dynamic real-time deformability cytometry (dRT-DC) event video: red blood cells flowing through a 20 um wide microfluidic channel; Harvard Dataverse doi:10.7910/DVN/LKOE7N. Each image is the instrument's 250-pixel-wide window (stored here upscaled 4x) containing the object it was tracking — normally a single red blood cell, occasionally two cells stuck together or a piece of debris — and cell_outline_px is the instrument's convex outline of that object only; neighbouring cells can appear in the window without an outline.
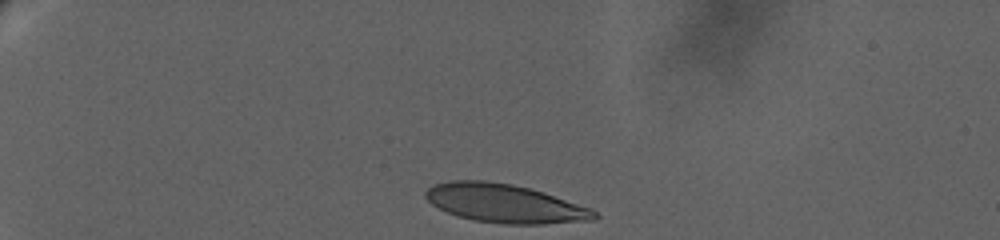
{"species": "human", "species_latin": "Homo sapiens", "temperature_condition": "warm", "stored_images_in_passage": 56, "camera_frame_rate_fps": 3000, "um_per_image_px": 0.085, "donor": {"sex": "female"}, "frame": {"image": 1, "passage_image": 1, "time_ms": 0.0, "image_size_px": [1000, 240], "cell_outline_px": [[600, 216], [596, 220], [544, 224], [504, 224], [472, 220], [448, 212], [432, 204], [424, 196], [424, 192], [432, 184], [448, 180], [484, 180], [512, 184], [544, 192], [592, 208]], "centroid_in_image_um": [42.93, 17.29], "position_along_channel_um": 42.1, "area_um2": 38.21}}
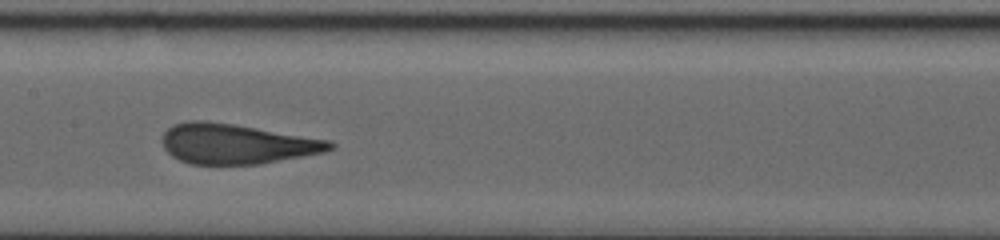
{"frame": {"image": 2, "passage_image": 34, "time_ms": 7.667, "image_size_px": [1000, 240], "cell_outline_px": [[336, 144], [332, 148], [324, 152], [304, 156], [260, 164], [192, 164], [180, 160], [172, 156], [164, 148], [160, 140], [164, 132], [172, 124], [188, 120], [208, 120], [332, 140]], "centroid_in_image_um": [20.09, 12.22], "position_along_channel_um": 187.3, "area_um2": 39.36}}
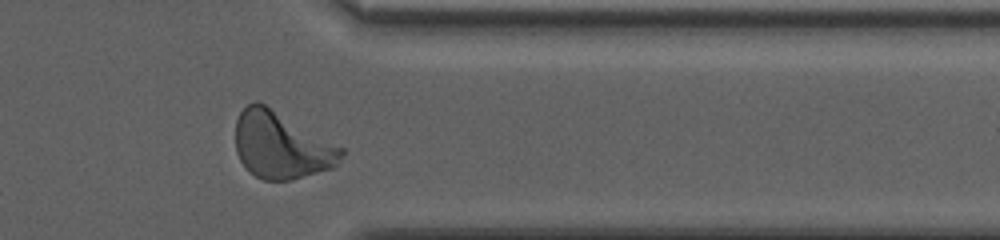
{"frame": {"image": 3, "passage_image": 54, "time_ms": 14.667, "image_size_px": [1000, 240], "cell_outline_px": [[344, 152], [340, 160], [332, 168], [292, 180], [264, 180], [256, 176], [240, 160], [236, 152], [236, 120], [240, 112], [248, 104], [256, 100], [264, 104], [344, 148]], "centroid_in_image_um": [23.91, 12.36], "position_along_channel_um": 387.5, "area_um2": 40.69}, "authors_computed_cell_mechanics": {"area_um2": 39.3618, "velocity_mm_per_s": 2.8897, "shape_relaxation_time_tau1_ms": 5.7486, "shape_relaxation_time_tau2_ms": null, "deformation_change_tau1": 0.2448, "deformation_change_tau2": null}}